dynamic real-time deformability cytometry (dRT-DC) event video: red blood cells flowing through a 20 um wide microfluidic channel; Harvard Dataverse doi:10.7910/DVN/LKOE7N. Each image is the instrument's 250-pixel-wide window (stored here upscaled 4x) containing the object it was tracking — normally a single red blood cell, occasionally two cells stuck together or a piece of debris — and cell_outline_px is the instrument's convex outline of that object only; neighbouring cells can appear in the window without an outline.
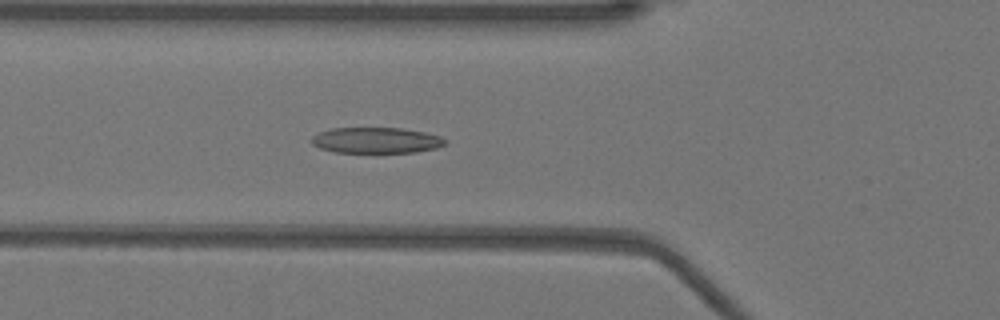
{"species": "Egyptian fruit bat (a non-hibernating species)", "species_latin": "Rousettus aegyptiacus", "temperature_condition": "warm", "stored_images_in_passage": 51, "camera_frame_rate_fps": 3000, "um_per_image_px": 0.085, "animal": {"sex": "female"}, "frame": {"image": 1, "passage_image": 18, "time_ms": 5.667, "image_size_px": [1000, 320], "cell_outline_px": [[448, 140], [444, 144], [436, 148], [416, 152], [332, 152], [320, 148], [312, 144], [312, 136], [328, 128], [400, 128], [424, 132], [440, 136]], "centroid_in_image_um": [31.96, 11.92], "position_along_channel_um": 93.8, "area_um2": 20.06}}
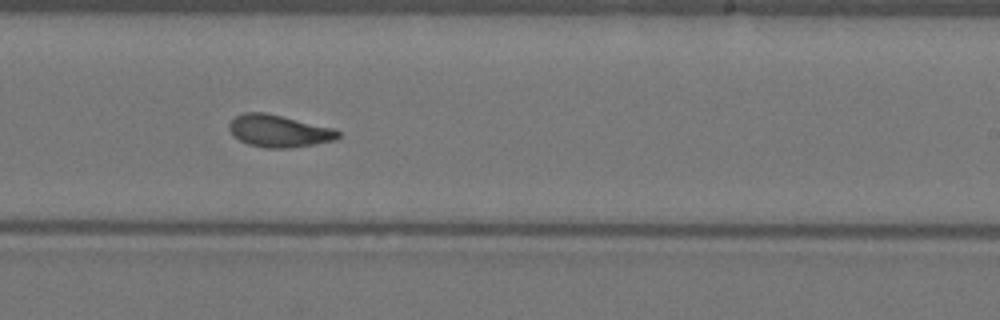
{"frame": {"image": 2, "passage_image": 31, "time_ms": 10.0, "image_size_px": [1000, 320], "cell_outline_px": [[340, 136], [336, 140], [316, 144], [292, 148], [264, 148], [248, 144], [232, 136], [228, 128], [228, 124], [236, 116], [244, 112], [264, 112], [336, 128], [340, 132]], "centroid_in_image_um": [23.72, 11.14], "position_along_channel_um": 265.3, "area_um2": 20.75}}
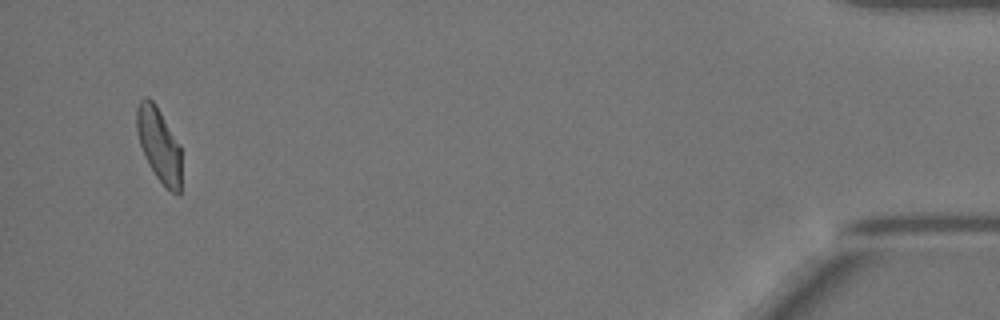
{"frame": {"image": 3, "passage_image": 49, "time_ms": 16.0, "image_size_px": [1000, 320], "cell_outline_px": [[180, 196], [176, 196], [156, 176], [144, 156], [136, 132], [136, 108], [140, 100], [148, 96], [156, 104], [180, 144]], "centroid_in_image_um": [13.5, 12.27], "position_along_channel_um": 421.7, "area_um2": 19.31}, "authors_computed_cell_mechanics": {"area_um2": 20.3456, "velocity_mm_per_s": 3.9484, "shape_relaxation_time_tau1_ms": 5.9416, "shape_relaxation_time_tau2_ms": 1.9618, "deformation_change_tau1": 0.1904, "deformation_change_tau2": 0.0808}}